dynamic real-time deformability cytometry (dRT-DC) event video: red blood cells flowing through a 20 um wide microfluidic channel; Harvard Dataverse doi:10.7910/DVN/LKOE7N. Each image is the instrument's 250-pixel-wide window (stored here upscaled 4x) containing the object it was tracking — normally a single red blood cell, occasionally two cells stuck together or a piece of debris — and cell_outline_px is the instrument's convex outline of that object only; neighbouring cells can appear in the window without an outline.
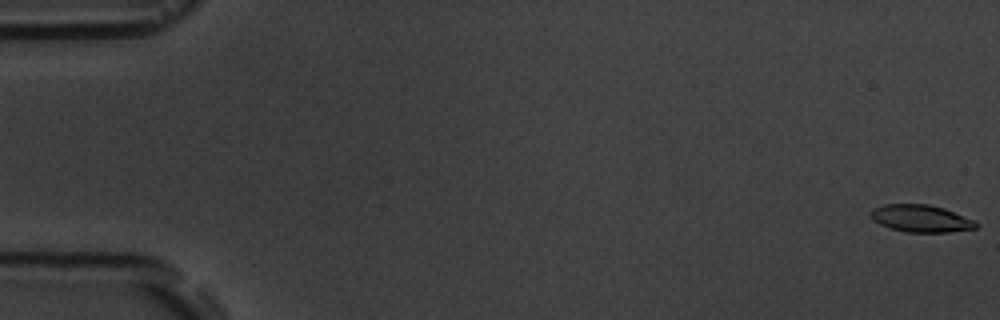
{"species": "common noctule bat (a hibernating species)", "species_latin": "Nyctalus noctula", "temperature_condition": "room temperature", "stored_images_in_passage": 5, "camera_frame_rate_fps": 3000, "um_per_image_px": 0.085, "animal": {"sex": "male", "body_mass_g": 19.5, "forearm_length_mm": 54.6}, "frame": {"image": 1, "passage_image": 1, "time_ms": 0.0, "image_size_px": [1000, 320], "cell_outline_px": [[980, 224], [976, 228], [948, 232], [904, 232], [880, 224], [872, 220], [872, 208], [884, 204], [928, 204], [944, 208], [976, 220]], "centroid_in_image_um": [78.32, 18.57], "position_along_channel_um": 6.7, "area_um2": 16.76}}
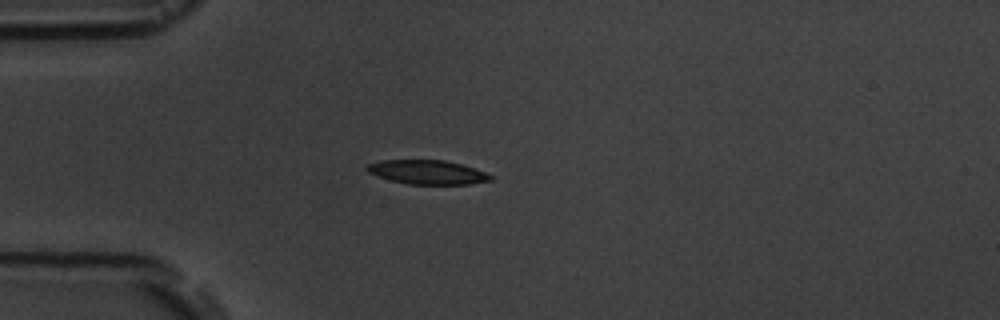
{"frame": {"image": 2, "passage_image": 5, "time_ms": 5.0, "image_size_px": [1000, 320], "cell_outline_px": [[492, 180], [468, 184], [408, 184], [392, 180], [368, 172], [364, 168], [368, 164], [380, 160], [444, 160], [460, 164], [484, 172], [492, 176]], "centroid_in_image_um": [36.3, 14.63], "position_along_channel_um": 48.7, "area_um2": 17.05}}